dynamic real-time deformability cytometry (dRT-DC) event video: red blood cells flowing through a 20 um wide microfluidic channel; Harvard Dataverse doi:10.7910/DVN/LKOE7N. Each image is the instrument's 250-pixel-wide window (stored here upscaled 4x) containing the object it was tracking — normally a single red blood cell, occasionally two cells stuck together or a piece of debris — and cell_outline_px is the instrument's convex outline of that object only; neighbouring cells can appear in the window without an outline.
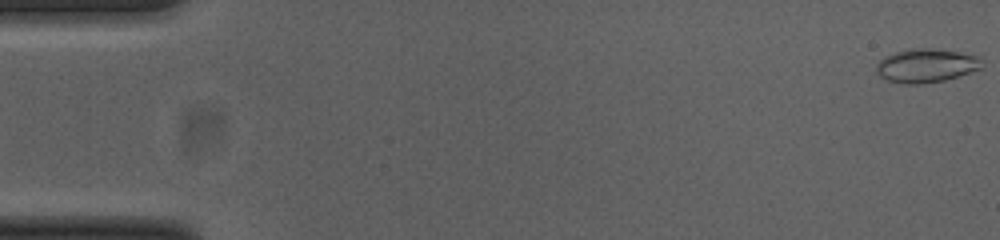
{"species": "common noctule bat (a hibernating species)", "species_latin": "Nyctalus noctula", "temperature_condition": "cold", "stored_images_in_passage": 53, "camera_frame_rate_fps": 3000, "um_per_image_px": 0.085, "animal": {"sex": "female", "body_mass_g": 23.0, "forearm_length_mm": 53.4}, "frame": {"image": 1, "passage_image": 1, "time_ms": 0.0, "image_size_px": [1000, 240], "cell_outline_px": [[980, 68], [944, 80], [920, 84], [904, 84], [888, 80], [880, 76], [876, 72], [876, 64], [884, 56], [896, 52], [912, 48], [932, 48], [980, 56]], "centroid_in_image_um": [78.66, 5.57], "position_along_channel_um": 6.3, "area_um2": 20.4}}
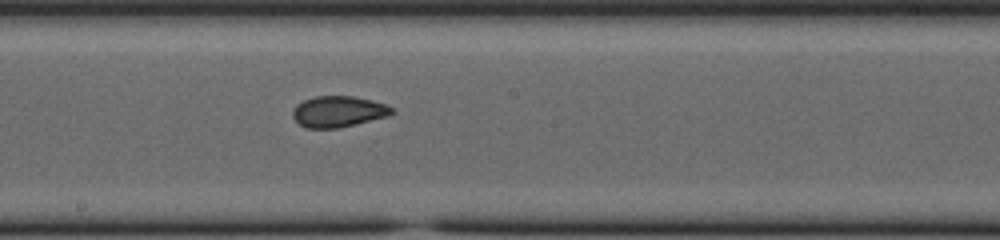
{"frame": {"image": 2, "passage_image": 29, "time_ms": 9.333, "image_size_px": [1000, 240], "cell_outline_px": [[396, 112], [388, 116], [356, 124], [336, 128], [304, 128], [292, 116], [292, 108], [296, 104], [304, 100], [316, 96], [352, 96], [372, 100], [388, 104]], "centroid_in_image_um": [28.76, 9.48], "position_along_channel_um": 219.4, "area_um2": 18.09}}
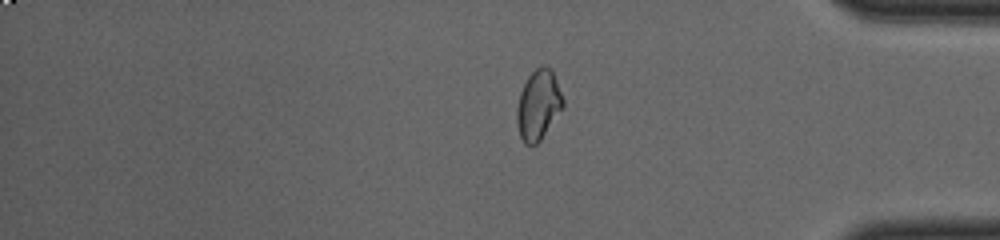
{"frame": {"image": 3, "passage_image": 44, "time_ms": 14.333, "image_size_px": [1000, 240], "cell_outline_px": [[564, 108], [540, 140], [536, 144], [524, 144], [520, 136], [516, 120], [516, 108], [520, 92], [528, 76], [540, 64], [544, 64], [552, 68], [564, 100]], "centroid_in_image_um": [45.77, 8.89], "position_along_channel_um": 389.4, "area_um2": 19.07}, "authors_computed_cell_mechanics": {"area_um2": 18.7272, "velocity_mm_per_s": 3.8506, "shape_relaxation_time_tau1_ms": null, "shape_relaxation_time_tau2_ms": 1.6805, "deformation_change_tau1": null, "deformation_change_tau2": 0.054}}